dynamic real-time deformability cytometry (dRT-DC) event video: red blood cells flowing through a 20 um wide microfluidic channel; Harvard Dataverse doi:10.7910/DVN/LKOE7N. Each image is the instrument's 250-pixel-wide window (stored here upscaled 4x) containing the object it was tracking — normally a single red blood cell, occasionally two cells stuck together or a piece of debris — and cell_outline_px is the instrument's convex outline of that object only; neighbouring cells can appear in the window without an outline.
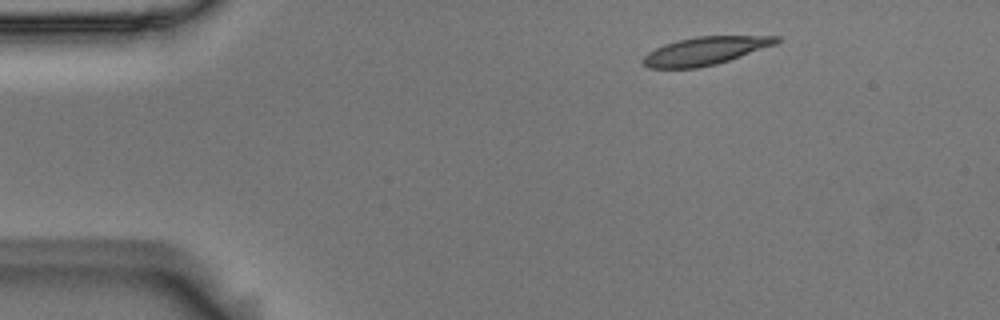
{"species": "Egyptian fruit bat (a non-hibernating species)", "species_latin": "Rousettus aegyptiacus", "temperature_condition": "room temperature", "stored_images_in_passage": 48, "camera_frame_rate_fps": 3000, "um_per_image_px": 0.085, "animal": {"sex": "male"}, "frame": {"image": 1, "passage_image": 1, "time_ms": 0.0, "image_size_px": [1000, 320], "cell_outline_px": [[780, 40], [776, 44], [716, 64], [696, 68], [648, 68], [640, 60], [648, 52], [664, 44], [676, 40], [696, 36], [780, 36]], "centroid_in_image_um": [59.9, 4.32], "position_along_channel_um": 25.1, "area_um2": 21.68}}
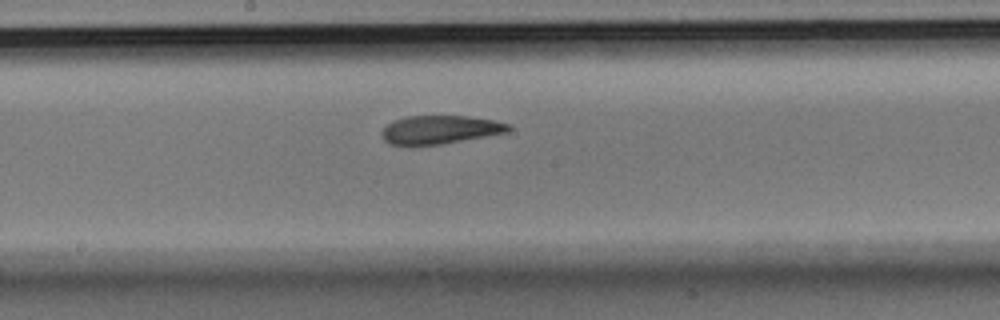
{"frame": {"image": 2, "passage_image": 22, "time_ms": 7.0, "image_size_px": [1000, 320], "cell_outline_px": [[512, 128], [508, 132], [440, 144], [388, 144], [384, 140], [380, 132], [388, 124], [396, 120], [408, 116], [468, 116], [492, 120], [512, 124]], "centroid_in_image_um": [37.43, 11.01], "position_along_channel_um": 210.8, "area_um2": 20.63}}
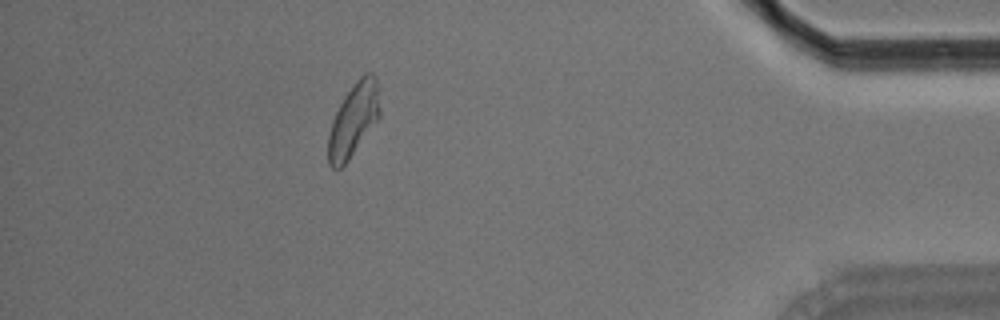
{"frame": {"image": 3, "passage_image": 42, "time_ms": 13.667, "image_size_px": [1000, 320], "cell_outline_px": [[380, 116], [348, 160], [340, 168], [332, 168], [328, 164], [328, 136], [332, 120], [344, 96], [352, 84], [364, 72], [372, 72], [376, 76], [380, 108]], "centroid_in_image_um": [30.04, 10.15], "position_along_channel_um": 405.2, "area_um2": 21.91}, "authors_computed_cell_mechanics": {"area_um2": 21.9062, "velocity_mm_per_s": 3.6194, "shape_relaxation_time_tau1_ms": 4.8709, "shape_relaxation_time_tau2_ms": 2.7147, "deformation_change_tau1": 0.1613, "deformation_change_tau2": 0.1008}}